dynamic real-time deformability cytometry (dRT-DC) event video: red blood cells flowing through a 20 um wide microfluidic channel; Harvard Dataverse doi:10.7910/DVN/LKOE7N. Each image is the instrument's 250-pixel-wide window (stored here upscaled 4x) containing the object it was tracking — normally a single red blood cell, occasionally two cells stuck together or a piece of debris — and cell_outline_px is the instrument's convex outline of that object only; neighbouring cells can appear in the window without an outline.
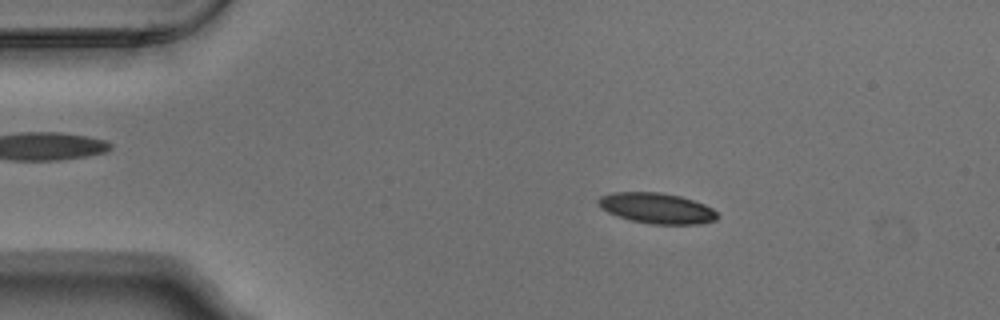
{"species": "Egyptian fruit bat (a non-hibernating species)", "species_latin": "Rousettus aegyptiacus", "temperature_condition": "warm", "stored_images_in_passage": 4, "camera_frame_rate_fps": 3000, "um_per_image_px": 0.085, "animal": {"sex": "male"}, "frame": {"image": 1, "passage_image": 2, "time_ms": 0.333, "image_size_px": [1000, 320], "cell_outline_px": [[716, 220], [700, 224], [648, 224], [616, 216], [600, 208], [596, 204], [596, 200], [600, 196], [612, 192], [660, 192], [680, 196], [704, 204], [712, 208], [716, 212]], "centroid_in_image_um": [55.77, 17.69], "position_along_channel_um": 29.2, "area_um2": 21.33}}
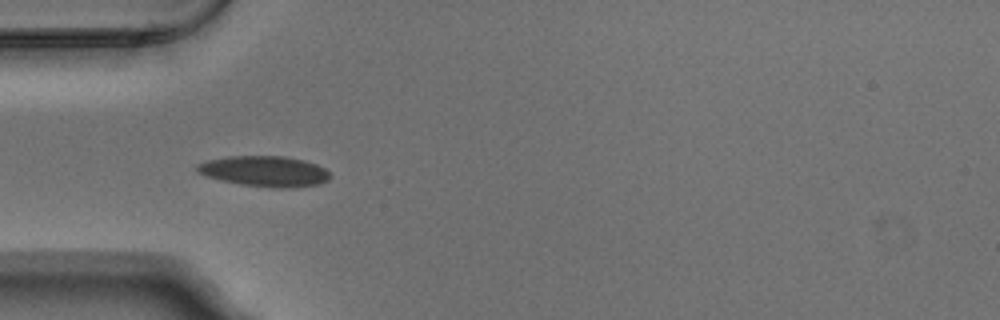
{"frame": {"image": 2, "passage_image": 4, "time_ms": 1.0, "image_size_px": [1000, 320], "cell_outline_px": [[328, 180], [320, 184], [280, 188], [276, 188], [240, 184], [208, 176], [196, 172], [196, 164], [208, 160], [228, 156], [284, 156], [304, 160], [316, 164], [324, 168], [328, 172]], "centroid_in_image_um": [22.47, 14.54], "position_along_channel_um": 62.5, "area_um2": 23.41}}